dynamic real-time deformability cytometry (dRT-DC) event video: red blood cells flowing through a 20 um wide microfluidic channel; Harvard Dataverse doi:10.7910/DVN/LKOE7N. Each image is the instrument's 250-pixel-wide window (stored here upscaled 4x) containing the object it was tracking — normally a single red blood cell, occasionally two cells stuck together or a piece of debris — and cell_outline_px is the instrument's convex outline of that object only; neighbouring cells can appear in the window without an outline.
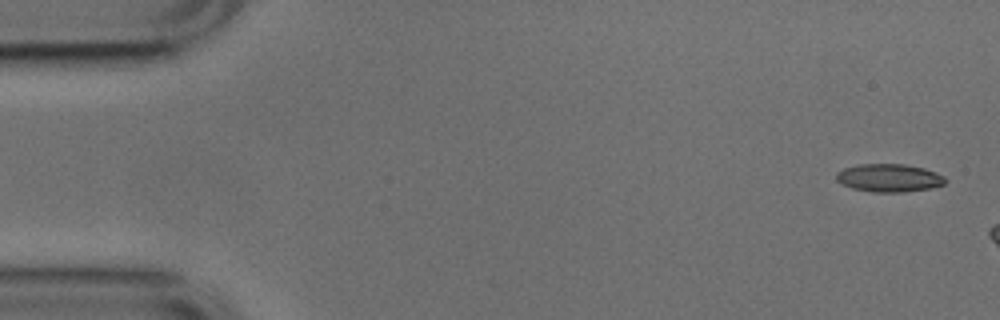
{"species": "common noctule bat (a hibernating species)", "species_latin": "Nyctalus noctula", "temperature_condition": "cold", "stored_images_in_passage": 3, "camera_frame_rate_fps": 3000, "um_per_image_px": 0.085, "animal": {"sex": "male", "body_mass_g": 17.9, "forearm_length_mm": 54.2}, "frame": {"image": 1, "passage_image": 1, "time_ms": 0.0, "image_size_px": [1000, 320], "cell_outline_px": [[948, 180], [944, 184], [928, 188], [904, 192], [872, 192], [852, 188], [836, 180], [836, 172], [844, 168], [860, 164], [904, 164], [924, 168], [936, 172], [944, 176]], "centroid_in_image_um": [75.58, 15.12], "position_along_channel_um": 9.4, "area_um2": 17.74}}